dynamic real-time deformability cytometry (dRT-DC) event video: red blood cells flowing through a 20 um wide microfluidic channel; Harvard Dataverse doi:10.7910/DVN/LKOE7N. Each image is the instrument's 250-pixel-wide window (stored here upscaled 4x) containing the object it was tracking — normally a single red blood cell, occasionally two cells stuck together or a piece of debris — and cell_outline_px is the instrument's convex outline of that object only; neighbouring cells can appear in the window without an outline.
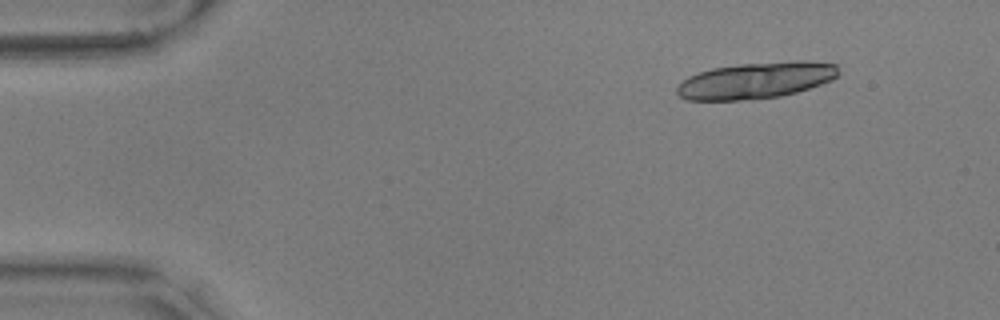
{"species": "common noctule bat (a hibernating species)", "species_latin": "Nyctalus noctula", "temperature_condition": "warm", "stored_images_in_passage": 14, "camera_frame_rate_fps": 3000, "um_per_image_px": 0.085, "animal": {"sex": "male", "body_mass_g": 17.9, "forearm_length_mm": 54.2}, "frame": {"image": 1, "passage_image": 1, "time_ms": 0.0, "image_size_px": [1000, 320], "cell_outline_px": [[840, 72], [832, 80], [796, 92], [780, 96], [752, 100], [688, 100], [680, 96], [676, 92], [676, 88], [688, 76], [712, 68], [740, 64], [796, 60], [800, 60], [836, 64]], "centroid_in_image_um": [64.26, 6.83], "position_along_channel_um": 20.7, "area_um2": 34.22}}